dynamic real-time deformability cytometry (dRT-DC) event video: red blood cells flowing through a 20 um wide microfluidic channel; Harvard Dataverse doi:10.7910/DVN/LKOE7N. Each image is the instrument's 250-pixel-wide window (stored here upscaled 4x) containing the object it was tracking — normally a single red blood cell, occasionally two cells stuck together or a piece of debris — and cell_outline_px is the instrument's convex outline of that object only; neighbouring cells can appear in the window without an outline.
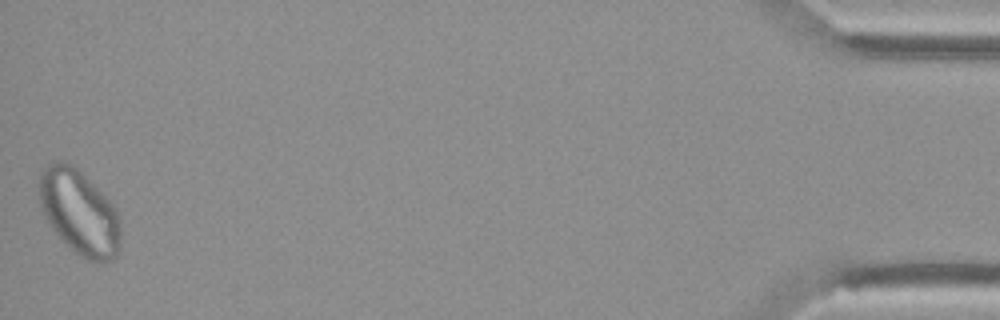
{"species": "Egyptian fruit bat (a non-hibernating species)", "species_latin": "Rousettus aegyptiacus", "temperature_condition": "cold", "stored_images_in_passage": 45, "camera_frame_rate_fps": 3000, "um_per_image_px": 0.085, "animal": {"sex": "female"}, "frame": {"image": 1, "passage_image": 45, "time_ms": 14.667, "image_size_px": [1000, 320], "cell_outline_px": [[120, 248], [116, 256], [112, 260], [104, 264], [88, 260], [80, 256], [56, 236], [44, 216], [40, 208], [40, 172], [48, 164], [56, 160], [64, 160], [72, 164], [116, 208], [120, 228]], "centroid_in_image_um": [6.73, 18.09], "position_along_channel_um": 428.5, "area_um2": 40.34}}